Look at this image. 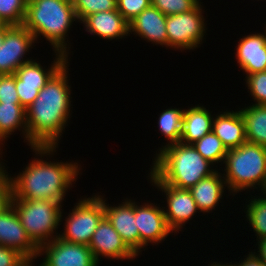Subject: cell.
<instances>
[{
  "label": "cell",
  "instance_id": "obj_7",
  "mask_svg": "<svg viewBox=\"0 0 266 266\" xmlns=\"http://www.w3.org/2000/svg\"><path fill=\"white\" fill-rule=\"evenodd\" d=\"M78 202L65 218L67 220L64 232L59 233L58 238L71 243L89 245L92 235L105 217L103 197L94 195Z\"/></svg>",
  "mask_w": 266,
  "mask_h": 266
},
{
  "label": "cell",
  "instance_id": "obj_18",
  "mask_svg": "<svg viewBox=\"0 0 266 266\" xmlns=\"http://www.w3.org/2000/svg\"><path fill=\"white\" fill-rule=\"evenodd\" d=\"M81 23L87 32L106 40L121 39L130 34L129 23L117 9L88 15Z\"/></svg>",
  "mask_w": 266,
  "mask_h": 266
},
{
  "label": "cell",
  "instance_id": "obj_14",
  "mask_svg": "<svg viewBox=\"0 0 266 266\" xmlns=\"http://www.w3.org/2000/svg\"><path fill=\"white\" fill-rule=\"evenodd\" d=\"M0 245L18 250L25 257H37L38 247L32 242L10 204L0 213Z\"/></svg>",
  "mask_w": 266,
  "mask_h": 266
},
{
  "label": "cell",
  "instance_id": "obj_30",
  "mask_svg": "<svg viewBox=\"0 0 266 266\" xmlns=\"http://www.w3.org/2000/svg\"><path fill=\"white\" fill-rule=\"evenodd\" d=\"M247 88L256 105H266V71L246 76Z\"/></svg>",
  "mask_w": 266,
  "mask_h": 266
},
{
  "label": "cell",
  "instance_id": "obj_24",
  "mask_svg": "<svg viewBox=\"0 0 266 266\" xmlns=\"http://www.w3.org/2000/svg\"><path fill=\"white\" fill-rule=\"evenodd\" d=\"M239 111L245 122L246 141L266 147V105L252 104Z\"/></svg>",
  "mask_w": 266,
  "mask_h": 266
},
{
  "label": "cell",
  "instance_id": "obj_12",
  "mask_svg": "<svg viewBox=\"0 0 266 266\" xmlns=\"http://www.w3.org/2000/svg\"><path fill=\"white\" fill-rule=\"evenodd\" d=\"M137 205L134 202L135 220L140 235V252L148 243L157 244L172 233L167 225L164 208L157 207L153 203Z\"/></svg>",
  "mask_w": 266,
  "mask_h": 266
},
{
  "label": "cell",
  "instance_id": "obj_35",
  "mask_svg": "<svg viewBox=\"0 0 266 266\" xmlns=\"http://www.w3.org/2000/svg\"><path fill=\"white\" fill-rule=\"evenodd\" d=\"M16 89L19 96L20 104L26 109L38 97L41 90L38 86L22 85L16 80Z\"/></svg>",
  "mask_w": 266,
  "mask_h": 266
},
{
  "label": "cell",
  "instance_id": "obj_34",
  "mask_svg": "<svg viewBox=\"0 0 266 266\" xmlns=\"http://www.w3.org/2000/svg\"><path fill=\"white\" fill-rule=\"evenodd\" d=\"M0 162V213L4 211L12 200V185L10 177Z\"/></svg>",
  "mask_w": 266,
  "mask_h": 266
},
{
  "label": "cell",
  "instance_id": "obj_29",
  "mask_svg": "<svg viewBox=\"0 0 266 266\" xmlns=\"http://www.w3.org/2000/svg\"><path fill=\"white\" fill-rule=\"evenodd\" d=\"M27 0H0V19L5 24L22 25Z\"/></svg>",
  "mask_w": 266,
  "mask_h": 266
},
{
  "label": "cell",
  "instance_id": "obj_8",
  "mask_svg": "<svg viewBox=\"0 0 266 266\" xmlns=\"http://www.w3.org/2000/svg\"><path fill=\"white\" fill-rule=\"evenodd\" d=\"M202 8L199 2L188 12L167 16V47L181 51L193 50L202 43L206 32Z\"/></svg>",
  "mask_w": 266,
  "mask_h": 266
},
{
  "label": "cell",
  "instance_id": "obj_9",
  "mask_svg": "<svg viewBox=\"0 0 266 266\" xmlns=\"http://www.w3.org/2000/svg\"><path fill=\"white\" fill-rule=\"evenodd\" d=\"M149 177L154 186L165 193L168 207L163 211L165 219L170 230L177 233L183 225L185 226L184 223L198 212L192 193L189 189H180L163 183L152 171Z\"/></svg>",
  "mask_w": 266,
  "mask_h": 266
},
{
  "label": "cell",
  "instance_id": "obj_13",
  "mask_svg": "<svg viewBox=\"0 0 266 266\" xmlns=\"http://www.w3.org/2000/svg\"><path fill=\"white\" fill-rule=\"evenodd\" d=\"M89 248L99 263L100 257L107 259H134L137 255L126 245L120 234L104 217L89 242ZM102 255V256H101Z\"/></svg>",
  "mask_w": 266,
  "mask_h": 266
},
{
  "label": "cell",
  "instance_id": "obj_19",
  "mask_svg": "<svg viewBox=\"0 0 266 266\" xmlns=\"http://www.w3.org/2000/svg\"><path fill=\"white\" fill-rule=\"evenodd\" d=\"M212 131L227 150L237 148L246 142L245 122L240 111L220 112L213 118Z\"/></svg>",
  "mask_w": 266,
  "mask_h": 266
},
{
  "label": "cell",
  "instance_id": "obj_16",
  "mask_svg": "<svg viewBox=\"0 0 266 266\" xmlns=\"http://www.w3.org/2000/svg\"><path fill=\"white\" fill-rule=\"evenodd\" d=\"M236 47L237 62L246 75L266 71V30L242 37Z\"/></svg>",
  "mask_w": 266,
  "mask_h": 266
},
{
  "label": "cell",
  "instance_id": "obj_32",
  "mask_svg": "<svg viewBox=\"0 0 266 266\" xmlns=\"http://www.w3.org/2000/svg\"><path fill=\"white\" fill-rule=\"evenodd\" d=\"M116 3L117 10L128 23L152 4L151 0H117Z\"/></svg>",
  "mask_w": 266,
  "mask_h": 266
},
{
  "label": "cell",
  "instance_id": "obj_28",
  "mask_svg": "<svg viewBox=\"0 0 266 266\" xmlns=\"http://www.w3.org/2000/svg\"><path fill=\"white\" fill-rule=\"evenodd\" d=\"M117 0H72L78 22L88 15L117 9Z\"/></svg>",
  "mask_w": 266,
  "mask_h": 266
},
{
  "label": "cell",
  "instance_id": "obj_5",
  "mask_svg": "<svg viewBox=\"0 0 266 266\" xmlns=\"http://www.w3.org/2000/svg\"><path fill=\"white\" fill-rule=\"evenodd\" d=\"M224 163L223 178L230 194L257 189V185L261 193L266 190V147L246 141L229 149Z\"/></svg>",
  "mask_w": 266,
  "mask_h": 266
},
{
  "label": "cell",
  "instance_id": "obj_4",
  "mask_svg": "<svg viewBox=\"0 0 266 266\" xmlns=\"http://www.w3.org/2000/svg\"><path fill=\"white\" fill-rule=\"evenodd\" d=\"M76 20L72 0H27L23 25L33 34L35 41L42 35L53 46L54 52L68 57L66 34Z\"/></svg>",
  "mask_w": 266,
  "mask_h": 266
},
{
  "label": "cell",
  "instance_id": "obj_37",
  "mask_svg": "<svg viewBox=\"0 0 266 266\" xmlns=\"http://www.w3.org/2000/svg\"><path fill=\"white\" fill-rule=\"evenodd\" d=\"M247 258H245L243 261H241V263H237V264H230L231 266H260V259L253 253V252H249V255L246 256Z\"/></svg>",
  "mask_w": 266,
  "mask_h": 266
},
{
  "label": "cell",
  "instance_id": "obj_20",
  "mask_svg": "<svg viewBox=\"0 0 266 266\" xmlns=\"http://www.w3.org/2000/svg\"><path fill=\"white\" fill-rule=\"evenodd\" d=\"M220 172L216 171L211 176L198 181L189 190L196 202L199 212H210L218 205L223 196L226 182ZM225 186V187H224Z\"/></svg>",
  "mask_w": 266,
  "mask_h": 266
},
{
  "label": "cell",
  "instance_id": "obj_38",
  "mask_svg": "<svg viewBox=\"0 0 266 266\" xmlns=\"http://www.w3.org/2000/svg\"><path fill=\"white\" fill-rule=\"evenodd\" d=\"M259 253L253 252L266 265V237L257 239Z\"/></svg>",
  "mask_w": 266,
  "mask_h": 266
},
{
  "label": "cell",
  "instance_id": "obj_27",
  "mask_svg": "<svg viewBox=\"0 0 266 266\" xmlns=\"http://www.w3.org/2000/svg\"><path fill=\"white\" fill-rule=\"evenodd\" d=\"M264 196H260L258 199H250L249 204L246 206V217L250 225L254 229L258 239L266 237V192H263Z\"/></svg>",
  "mask_w": 266,
  "mask_h": 266
},
{
  "label": "cell",
  "instance_id": "obj_42",
  "mask_svg": "<svg viewBox=\"0 0 266 266\" xmlns=\"http://www.w3.org/2000/svg\"><path fill=\"white\" fill-rule=\"evenodd\" d=\"M5 25V23L0 19V28Z\"/></svg>",
  "mask_w": 266,
  "mask_h": 266
},
{
  "label": "cell",
  "instance_id": "obj_25",
  "mask_svg": "<svg viewBox=\"0 0 266 266\" xmlns=\"http://www.w3.org/2000/svg\"><path fill=\"white\" fill-rule=\"evenodd\" d=\"M184 109L168 108L164 110L158 121L159 131L163 134L166 140L170 142L167 145L179 143L182 134Z\"/></svg>",
  "mask_w": 266,
  "mask_h": 266
},
{
  "label": "cell",
  "instance_id": "obj_1",
  "mask_svg": "<svg viewBox=\"0 0 266 266\" xmlns=\"http://www.w3.org/2000/svg\"><path fill=\"white\" fill-rule=\"evenodd\" d=\"M67 63L69 61L50 78L34 102L25 109L27 145L39 157L56 152L57 142L70 118L71 87L67 79Z\"/></svg>",
  "mask_w": 266,
  "mask_h": 266
},
{
  "label": "cell",
  "instance_id": "obj_15",
  "mask_svg": "<svg viewBox=\"0 0 266 266\" xmlns=\"http://www.w3.org/2000/svg\"><path fill=\"white\" fill-rule=\"evenodd\" d=\"M103 199L105 217L120 234L126 245L136 254L140 253V235L135 220L134 202L125 200L119 206H109Z\"/></svg>",
  "mask_w": 266,
  "mask_h": 266
},
{
  "label": "cell",
  "instance_id": "obj_21",
  "mask_svg": "<svg viewBox=\"0 0 266 266\" xmlns=\"http://www.w3.org/2000/svg\"><path fill=\"white\" fill-rule=\"evenodd\" d=\"M184 109L182 134L180 142L194 144L212 131L213 116L203 106H193Z\"/></svg>",
  "mask_w": 266,
  "mask_h": 266
},
{
  "label": "cell",
  "instance_id": "obj_36",
  "mask_svg": "<svg viewBox=\"0 0 266 266\" xmlns=\"http://www.w3.org/2000/svg\"><path fill=\"white\" fill-rule=\"evenodd\" d=\"M24 258L18 250L0 245V266H16Z\"/></svg>",
  "mask_w": 266,
  "mask_h": 266
},
{
  "label": "cell",
  "instance_id": "obj_33",
  "mask_svg": "<svg viewBox=\"0 0 266 266\" xmlns=\"http://www.w3.org/2000/svg\"><path fill=\"white\" fill-rule=\"evenodd\" d=\"M0 103H20L15 74L0 75Z\"/></svg>",
  "mask_w": 266,
  "mask_h": 266
},
{
  "label": "cell",
  "instance_id": "obj_41",
  "mask_svg": "<svg viewBox=\"0 0 266 266\" xmlns=\"http://www.w3.org/2000/svg\"><path fill=\"white\" fill-rule=\"evenodd\" d=\"M217 263V262H213V264H208L209 266H231L230 264L228 265V263H226V265L223 263Z\"/></svg>",
  "mask_w": 266,
  "mask_h": 266
},
{
  "label": "cell",
  "instance_id": "obj_2",
  "mask_svg": "<svg viewBox=\"0 0 266 266\" xmlns=\"http://www.w3.org/2000/svg\"><path fill=\"white\" fill-rule=\"evenodd\" d=\"M79 170L76 162H47L34 158L17 177H10L12 199H43L61 204L68 188L77 180Z\"/></svg>",
  "mask_w": 266,
  "mask_h": 266
},
{
  "label": "cell",
  "instance_id": "obj_40",
  "mask_svg": "<svg viewBox=\"0 0 266 266\" xmlns=\"http://www.w3.org/2000/svg\"><path fill=\"white\" fill-rule=\"evenodd\" d=\"M10 26H11L10 24H5V25H3V26L0 28V47H1L2 44H3V40H4V37H5V33H6L7 29H8Z\"/></svg>",
  "mask_w": 266,
  "mask_h": 266
},
{
  "label": "cell",
  "instance_id": "obj_43",
  "mask_svg": "<svg viewBox=\"0 0 266 266\" xmlns=\"http://www.w3.org/2000/svg\"><path fill=\"white\" fill-rule=\"evenodd\" d=\"M260 266H266V265L260 260Z\"/></svg>",
  "mask_w": 266,
  "mask_h": 266
},
{
  "label": "cell",
  "instance_id": "obj_26",
  "mask_svg": "<svg viewBox=\"0 0 266 266\" xmlns=\"http://www.w3.org/2000/svg\"><path fill=\"white\" fill-rule=\"evenodd\" d=\"M204 159L213 165L225 161L228 150L213 131L192 144Z\"/></svg>",
  "mask_w": 266,
  "mask_h": 266
},
{
  "label": "cell",
  "instance_id": "obj_23",
  "mask_svg": "<svg viewBox=\"0 0 266 266\" xmlns=\"http://www.w3.org/2000/svg\"><path fill=\"white\" fill-rule=\"evenodd\" d=\"M17 129L22 130V134L28 142L25 108L20 103H0V151L2 149L1 145L4 146V140ZM0 155H2V152H0Z\"/></svg>",
  "mask_w": 266,
  "mask_h": 266
},
{
  "label": "cell",
  "instance_id": "obj_39",
  "mask_svg": "<svg viewBox=\"0 0 266 266\" xmlns=\"http://www.w3.org/2000/svg\"><path fill=\"white\" fill-rule=\"evenodd\" d=\"M37 257H25L23 260H21L16 266H33L32 262L33 259H36ZM42 266V263L41 265Z\"/></svg>",
  "mask_w": 266,
  "mask_h": 266
},
{
  "label": "cell",
  "instance_id": "obj_3",
  "mask_svg": "<svg viewBox=\"0 0 266 266\" xmlns=\"http://www.w3.org/2000/svg\"><path fill=\"white\" fill-rule=\"evenodd\" d=\"M159 151L150 170L167 185L190 189L217 171L192 144L179 142L163 146Z\"/></svg>",
  "mask_w": 266,
  "mask_h": 266
},
{
  "label": "cell",
  "instance_id": "obj_31",
  "mask_svg": "<svg viewBox=\"0 0 266 266\" xmlns=\"http://www.w3.org/2000/svg\"><path fill=\"white\" fill-rule=\"evenodd\" d=\"M200 0H151L152 5L166 16L188 12L193 9Z\"/></svg>",
  "mask_w": 266,
  "mask_h": 266
},
{
  "label": "cell",
  "instance_id": "obj_6",
  "mask_svg": "<svg viewBox=\"0 0 266 266\" xmlns=\"http://www.w3.org/2000/svg\"><path fill=\"white\" fill-rule=\"evenodd\" d=\"M11 204L27 235L38 248L58 237V232L54 231L62 221V205L59 202L12 199Z\"/></svg>",
  "mask_w": 266,
  "mask_h": 266
},
{
  "label": "cell",
  "instance_id": "obj_11",
  "mask_svg": "<svg viewBox=\"0 0 266 266\" xmlns=\"http://www.w3.org/2000/svg\"><path fill=\"white\" fill-rule=\"evenodd\" d=\"M44 254L42 266L99 265L88 245L63 241L58 237L39 247L38 257Z\"/></svg>",
  "mask_w": 266,
  "mask_h": 266
},
{
  "label": "cell",
  "instance_id": "obj_17",
  "mask_svg": "<svg viewBox=\"0 0 266 266\" xmlns=\"http://www.w3.org/2000/svg\"><path fill=\"white\" fill-rule=\"evenodd\" d=\"M166 19L167 16L151 4L129 23V33L167 47Z\"/></svg>",
  "mask_w": 266,
  "mask_h": 266
},
{
  "label": "cell",
  "instance_id": "obj_22",
  "mask_svg": "<svg viewBox=\"0 0 266 266\" xmlns=\"http://www.w3.org/2000/svg\"><path fill=\"white\" fill-rule=\"evenodd\" d=\"M56 58L49 69H44L39 62L32 60L21 65L14 73L16 80L22 85L38 86L41 89L50 78L66 63L68 57L62 53L55 52Z\"/></svg>",
  "mask_w": 266,
  "mask_h": 266
},
{
  "label": "cell",
  "instance_id": "obj_10",
  "mask_svg": "<svg viewBox=\"0 0 266 266\" xmlns=\"http://www.w3.org/2000/svg\"><path fill=\"white\" fill-rule=\"evenodd\" d=\"M34 42L33 34L23 24L11 25L0 47V75L14 74L21 65L32 61L24 56Z\"/></svg>",
  "mask_w": 266,
  "mask_h": 266
}]
</instances>
